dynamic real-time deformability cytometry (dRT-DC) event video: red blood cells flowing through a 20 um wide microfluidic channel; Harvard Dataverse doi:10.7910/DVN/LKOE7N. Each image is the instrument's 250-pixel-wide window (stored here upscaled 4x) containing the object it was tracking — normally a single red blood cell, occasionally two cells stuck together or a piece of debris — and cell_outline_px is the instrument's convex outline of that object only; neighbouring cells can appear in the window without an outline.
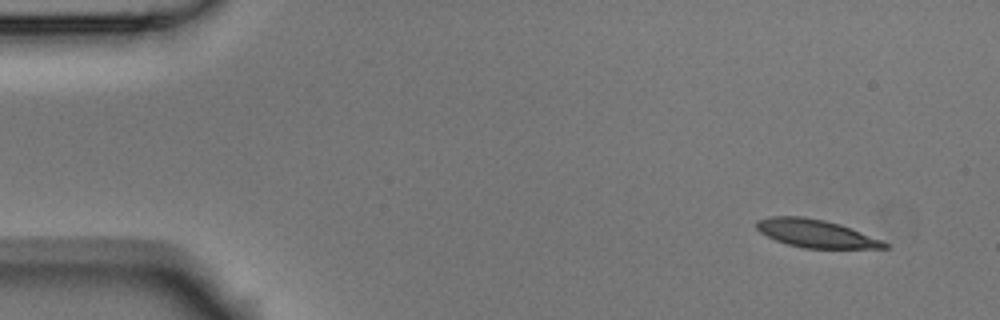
{"species": "Egyptian fruit bat (a non-hibernating species)", "species_latin": "Rousettus aegyptiacus", "temperature_condition": "room temperature", "stored_images_in_passage": 6, "camera_frame_rate_fps": 3000, "um_per_image_px": 0.085, "animal": {"sex": "male"}, "frame": {"image": 1, "passage_image": 1, "time_ms": 0.0, "image_size_px": [1000, 320], "cell_outline_px": [[888, 248], [804, 248], [788, 244], [776, 240], [760, 232], [756, 228], [756, 220], [772, 216], [804, 216], [824, 220], [840, 224], [880, 240], [888, 244]], "centroid_in_image_um": [69.29, 19.83], "position_along_channel_um": 15.7, "area_um2": 20.52}}
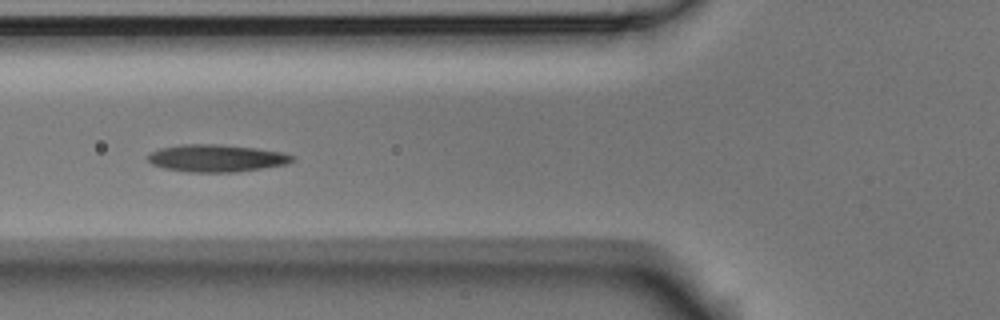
{"frame": {"image": 2, "passage_image": 5, "time_ms": 1.333, "image_size_px": [1000, 320], "cell_outline_px": [[296, 160], [288, 164], [236, 172], [188, 172], [164, 168], [152, 164], [148, 160], [148, 156], [152, 152], [160, 148], [180, 144], [220, 144], [256, 148], [284, 152], [296, 156]], "centroid_in_image_um": [18.46, 13.44], "position_along_channel_um": 107.3, "area_um2": 23.18}}
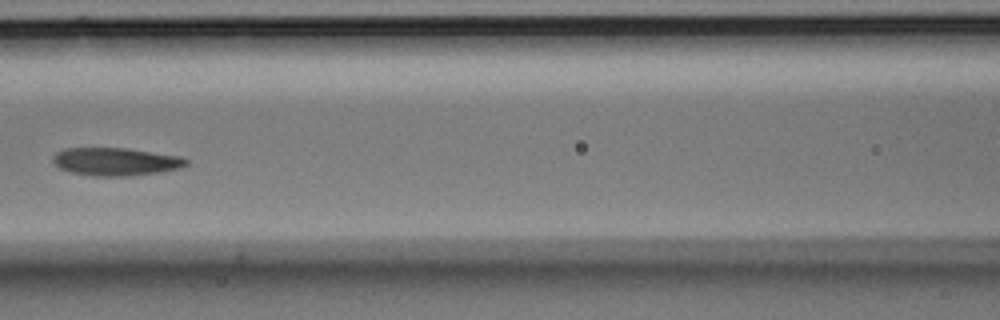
{"frame": {"image": 3, "passage_image": 6, "time_ms": 1.667, "image_size_px": [1000, 320], "cell_outline_px": [[188, 164], [180, 168], [160, 172], [124, 176], [92, 176], [72, 172], [60, 168], [52, 160], [52, 156], [56, 152], [64, 148], [124, 148], [180, 156], [188, 160]], "centroid_in_image_um": [9.82, 13.73], "position_along_channel_um": 156.8, "area_um2": 21.56}}